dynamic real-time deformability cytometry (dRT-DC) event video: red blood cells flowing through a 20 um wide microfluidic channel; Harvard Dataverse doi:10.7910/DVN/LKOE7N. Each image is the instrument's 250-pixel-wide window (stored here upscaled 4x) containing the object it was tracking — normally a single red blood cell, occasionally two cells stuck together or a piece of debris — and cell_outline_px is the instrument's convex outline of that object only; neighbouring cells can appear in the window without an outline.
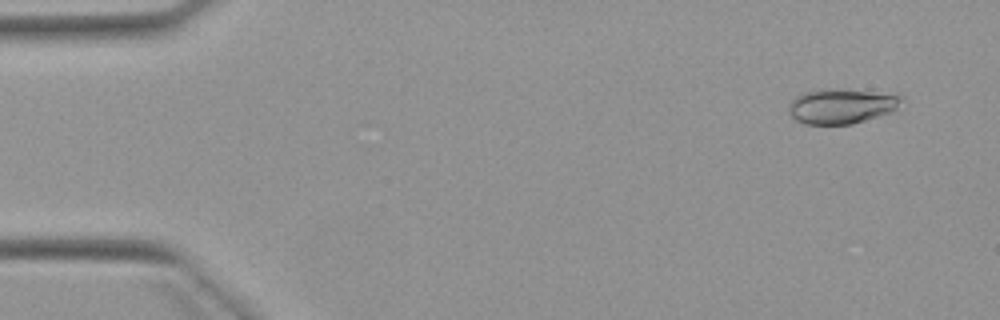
{"species": "Egyptian fruit bat (a non-hibernating species)", "species_latin": "Rousettus aegyptiacus", "temperature_condition": "warm", "stored_images_in_passage": 3, "camera_frame_rate_fps": 3000, "um_per_image_px": 0.085, "animal": {"sex": "female"}, "frame": {"image": 1, "passage_image": 1, "time_ms": 0.0, "image_size_px": [1000, 320], "cell_outline_px": [[904, 96], [896, 108], [892, 112], [852, 124], [804, 124], [796, 120], [788, 112], [788, 104], [796, 96], [804, 92], [820, 88], [840, 88], [896, 92]], "centroid_in_image_um": [71.57, 8.98], "position_along_channel_um": 13.4, "area_um2": 23.76}}
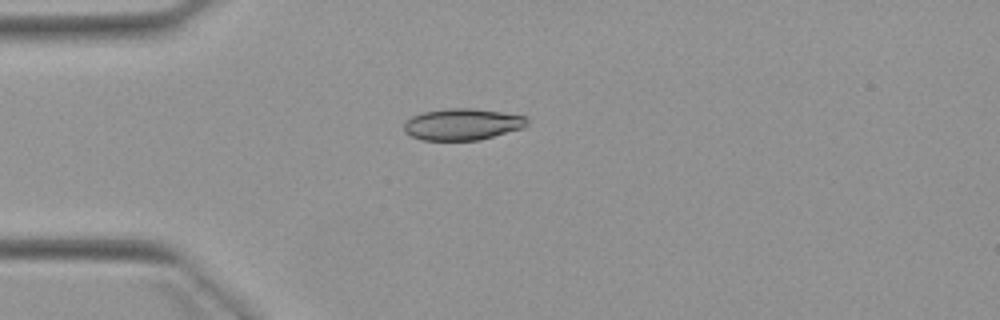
{"frame": {"image": 2, "passage_image": 3, "time_ms": 3.333, "image_size_px": [1000, 320], "cell_outline_px": [[528, 124], [524, 128], [480, 140], [420, 140], [404, 132], [404, 124], [412, 116], [424, 112], [448, 108], [472, 108], [528, 116]], "centroid_in_image_um": [39.34, 10.57], "position_along_channel_um": 45.7, "area_um2": 22.72}}